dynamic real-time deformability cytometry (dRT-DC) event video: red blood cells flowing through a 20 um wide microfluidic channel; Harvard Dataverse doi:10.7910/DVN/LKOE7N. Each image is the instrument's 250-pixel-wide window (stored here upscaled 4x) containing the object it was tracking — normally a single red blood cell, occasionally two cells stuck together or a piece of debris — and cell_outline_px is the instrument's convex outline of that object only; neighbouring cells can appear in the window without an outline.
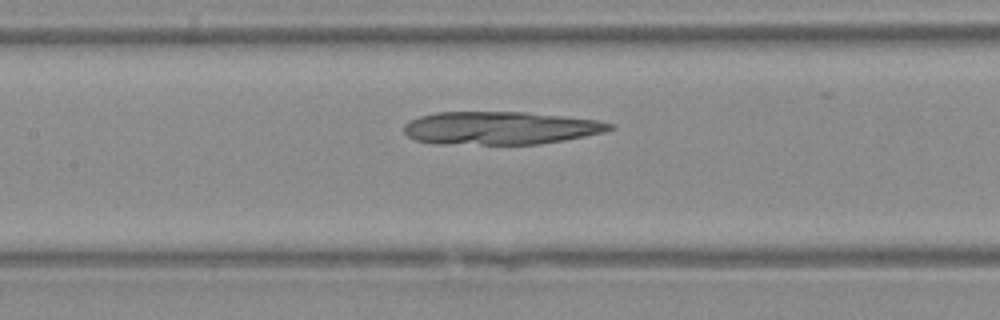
{"species": "Egyptian fruit bat (a non-hibernating species)", "species_latin": "Rousettus aegyptiacus", "temperature_condition": "warm", "stored_images_in_passage": 5, "camera_frame_rate_fps": 3000, "um_per_image_px": 0.085, "animal": {"sex": "female"}, "frame": {"image": 1, "passage_image": 5, "time_ms": 1.333, "image_size_px": [1000, 320], "cell_outline_px": [[616, 128], [604, 132], [564, 140], [540, 144], [432, 144], [416, 140], [408, 136], [404, 132], [404, 124], [408, 120], [420, 116], [436, 112], [524, 112], [564, 116], [600, 120], [616, 124]], "centroid_in_image_um": [42.53, 10.88], "position_along_channel_um": 164.9, "area_um2": 39.94}}